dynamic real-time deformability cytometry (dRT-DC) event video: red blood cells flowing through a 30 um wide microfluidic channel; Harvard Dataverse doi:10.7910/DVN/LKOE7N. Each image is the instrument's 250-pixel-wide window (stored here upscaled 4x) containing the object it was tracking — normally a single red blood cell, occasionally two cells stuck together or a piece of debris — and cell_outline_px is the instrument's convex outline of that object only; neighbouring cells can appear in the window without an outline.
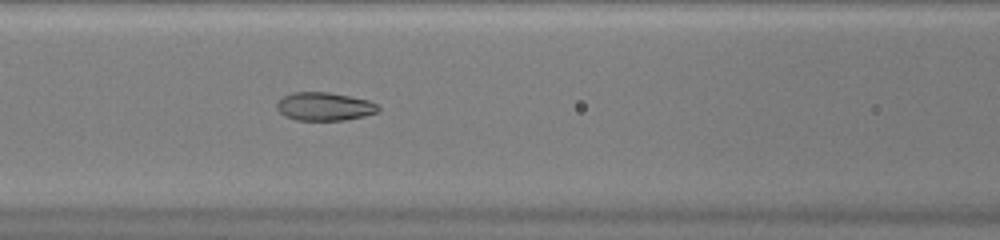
{"species": "common noctule bat (a hibernating species)", "species_latin": "Nyctalus noctula", "temperature_condition": "warm", "stored_images_in_passage": 39, "camera_frame_rate_fps": 3000, "um_per_image_px": 0.085, "animal": {"sex": "female", "body_mass_g": 20.0, "forearm_length_mm": 54.0}, "frame": {"image": 1, "passage_image": 11, "time_ms": 3.333, "image_size_px": [1000, 240], "cell_outline_px": [[380, 112], [364, 116], [344, 120], [296, 120], [284, 116], [276, 108], [276, 104], [284, 96], [292, 92], [328, 92], [368, 100], [376, 104], [380, 108]], "centroid_in_image_um": [27.58, 9.06], "position_along_channel_um": 139.0, "area_um2": 16.7}}
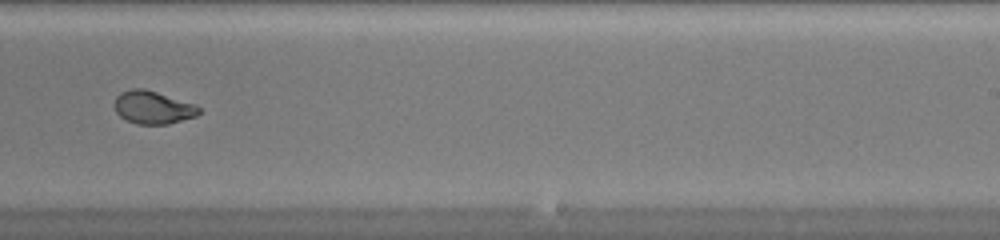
{"frame": {"image": 2, "passage_image": 21, "time_ms": 6.667, "image_size_px": [1000, 240], "cell_outline_px": [[200, 112], [196, 116], [168, 124], [136, 124], [120, 116], [116, 112], [116, 96], [120, 92], [132, 88], [144, 88], [196, 104], [200, 108]], "centroid_in_image_um": [13.02, 9.12], "position_along_channel_um": 276.0, "area_um2": 16.13}}
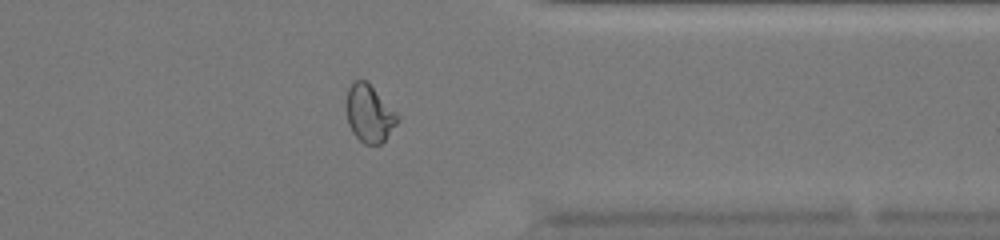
{"frame": {"image": 3, "passage_image": 29, "time_ms": 9.333, "image_size_px": [1000, 240], "cell_outline_px": [[400, 120], [384, 140], [380, 144], [364, 144], [352, 132], [348, 124], [348, 88], [356, 80], [368, 80], [400, 116]], "centroid_in_image_um": [31.44, 9.64], "position_along_channel_um": 380.0, "area_um2": 16.99}}